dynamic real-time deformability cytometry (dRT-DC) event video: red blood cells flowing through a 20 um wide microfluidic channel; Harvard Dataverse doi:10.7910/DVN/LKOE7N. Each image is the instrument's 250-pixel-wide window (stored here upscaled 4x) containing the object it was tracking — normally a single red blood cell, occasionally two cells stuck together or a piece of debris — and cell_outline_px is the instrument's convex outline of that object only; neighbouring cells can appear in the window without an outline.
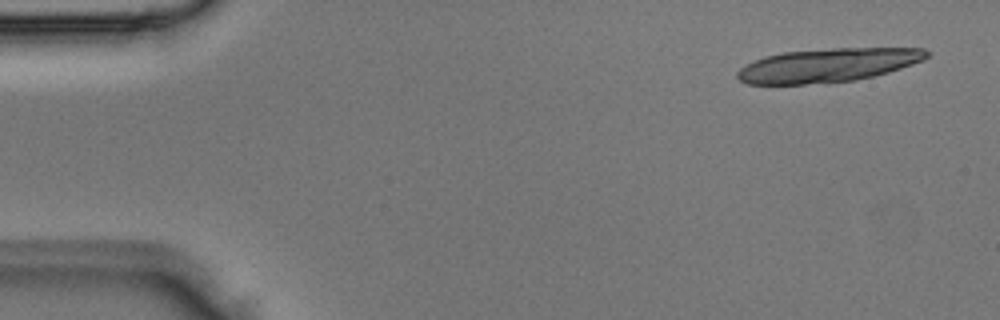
{"species": "Egyptian fruit bat (a non-hibernating species)", "species_latin": "Rousettus aegyptiacus", "temperature_condition": "room temperature", "stored_images_in_passage": 4, "camera_frame_rate_fps": 3000, "um_per_image_px": 0.085, "animal": {"sex": "male"}, "frame": {"image": 1, "passage_image": 1, "time_ms": 0.0, "image_size_px": [1000, 320], "cell_outline_px": [[932, 52], [924, 60], [888, 72], [856, 80], [804, 84], [748, 84], [740, 80], [736, 76], [736, 72], [740, 68], [764, 56], [784, 52], [832, 48], [924, 48]], "centroid_in_image_um": [70.38, 5.53], "position_along_channel_um": 14.6, "area_um2": 37.05}}